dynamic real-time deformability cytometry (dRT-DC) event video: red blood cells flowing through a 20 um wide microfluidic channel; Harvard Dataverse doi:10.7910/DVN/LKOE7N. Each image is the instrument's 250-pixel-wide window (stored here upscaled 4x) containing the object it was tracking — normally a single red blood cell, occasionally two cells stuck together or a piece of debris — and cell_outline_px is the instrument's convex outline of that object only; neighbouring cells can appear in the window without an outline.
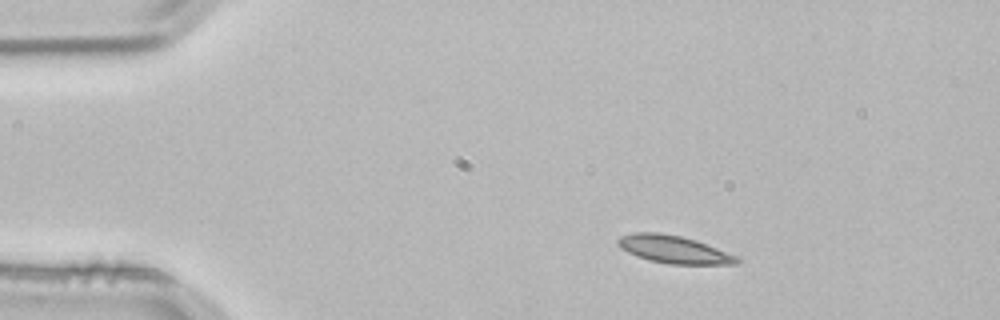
{"species": "common noctule bat (a hibernating species)", "species_latin": "Nyctalus noctula", "temperature_condition": "room temperature", "stored_images_in_passage": 2, "camera_frame_rate_fps": 3000, "um_per_image_px": 0.085, "animal": {"sex": "male", "body_mass_g": 21.5, "forearm_length_mm": 52.0}, "frame": {"image": 1, "passage_image": 1, "time_ms": 0.0, "image_size_px": [1000, 320], "cell_outline_px": [[740, 260], [736, 264], [668, 264], [648, 260], [636, 256], [620, 248], [616, 244], [616, 240], [620, 236], [636, 232], [660, 232], [680, 236], [696, 240], [740, 256]], "centroid_in_image_um": [57.27, 21.2], "position_along_channel_um": 27.7, "area_um2": 19.42}}